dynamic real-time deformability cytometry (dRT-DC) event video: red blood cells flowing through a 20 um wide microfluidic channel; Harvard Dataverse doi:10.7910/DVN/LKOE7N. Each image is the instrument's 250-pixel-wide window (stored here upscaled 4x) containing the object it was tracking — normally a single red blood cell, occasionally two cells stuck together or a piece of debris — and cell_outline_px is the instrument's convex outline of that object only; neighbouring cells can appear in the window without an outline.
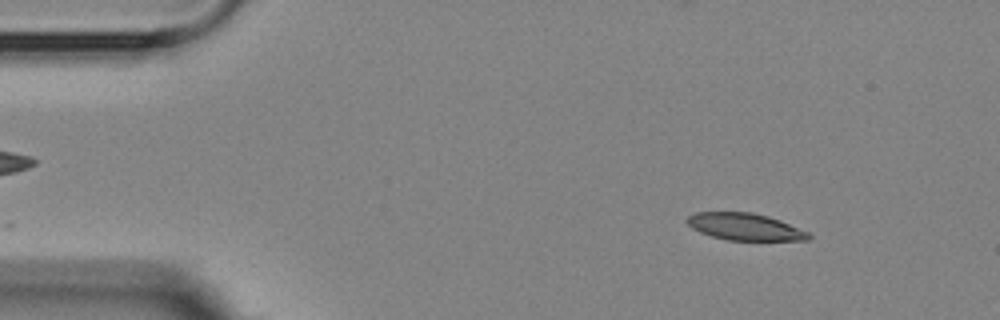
{"species": "Egyptian fruit bat (a non-hibernating species)", "species_latin": "Rousettus aegyptiacus", "temperature_condition": "room temperature", "stored_images_in_passage": 3, "camera_frame_rate_fps": 3000, "um_per_image_px": 0.085, "animal": {"sex": "female"}, "frame": {"image": 1, "passage_image": 1, "time_ms": 0.0, "image_size_px": [1000, 320], "cell_outline_px": [[812, 236], [808, 240], [728, 240], [712, 236], [700, 232], [692, 228], [684, 220], [688, 216], [696, 212], [752, 212], [768, 216], [780, 220], [808, 232]], "centroid_in_image_um": [63.3, 19.27], "position_along_channel_um": 21.7, "area_um2": 19.07}}